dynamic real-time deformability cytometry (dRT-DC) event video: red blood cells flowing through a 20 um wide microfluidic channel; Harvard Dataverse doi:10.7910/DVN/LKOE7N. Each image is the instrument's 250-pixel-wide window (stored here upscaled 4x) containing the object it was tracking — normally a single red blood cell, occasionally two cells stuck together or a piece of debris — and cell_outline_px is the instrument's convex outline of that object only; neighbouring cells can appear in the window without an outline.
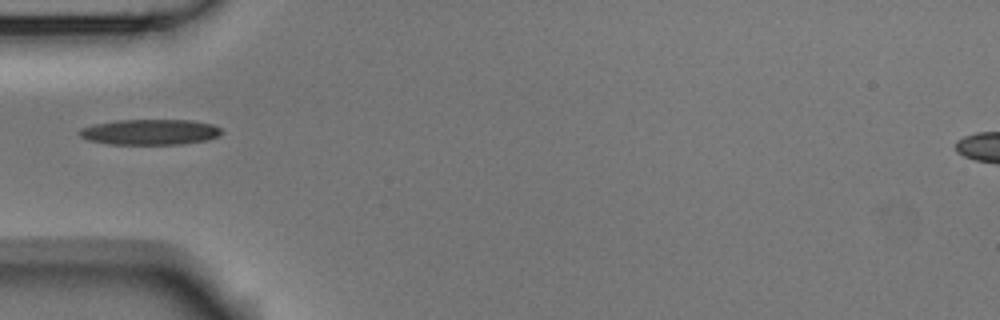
{"species": "Egyptian fruit bat (a non-hibernating species)", "species_latin": "Rousettus aegyptiacus", "temperature_condition": "room temperature", "stored_images_in_passage": 2, "camera_frame_rate_fps": 3000, "um_per_image_px": 0.085, "animal": {"sex": "male"}, "frame": {"image": 1, "passage_image": 1, "time_ms": 0.0, "image_size_px": [1000, 320], "cell_outline_px": [[224, 132], [220, 136], [208, 140], [184, 144], [108, 144], [88, 140], [80, 136], [76, 132], [80, 128], [92, 124], [116, 120], [192, 120], [212, 124], [220, 128]], "centroid_in_image_um": [12.75, 11.22], "position_along_channel_um": 72.2, "area_um2": 21.5}}
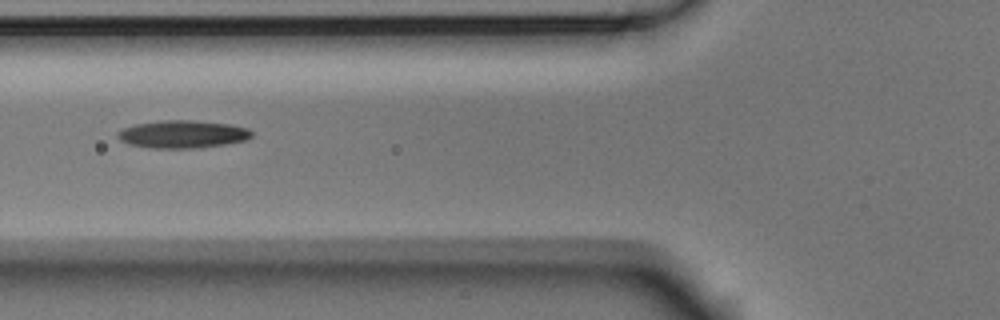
{"frame": {"image": 2, "passage_image": 2, "time_ms": 0.333, "image_size_px": [1000, 320], "cell_outline_px": [[252, 136], [248, 140], [228, 144], [200, 148], [152, 148], [128, 144], [120, 140], [116, 136], [116, 132], [120, 128], [136, 124], [160, 120], [188, 120], [228, 124], [248, 128], [252, 132]], "centroid_in_image_um": [15.5, 11.41], "position_along_channel_um": 110.3, "area_um2": 21.91}}